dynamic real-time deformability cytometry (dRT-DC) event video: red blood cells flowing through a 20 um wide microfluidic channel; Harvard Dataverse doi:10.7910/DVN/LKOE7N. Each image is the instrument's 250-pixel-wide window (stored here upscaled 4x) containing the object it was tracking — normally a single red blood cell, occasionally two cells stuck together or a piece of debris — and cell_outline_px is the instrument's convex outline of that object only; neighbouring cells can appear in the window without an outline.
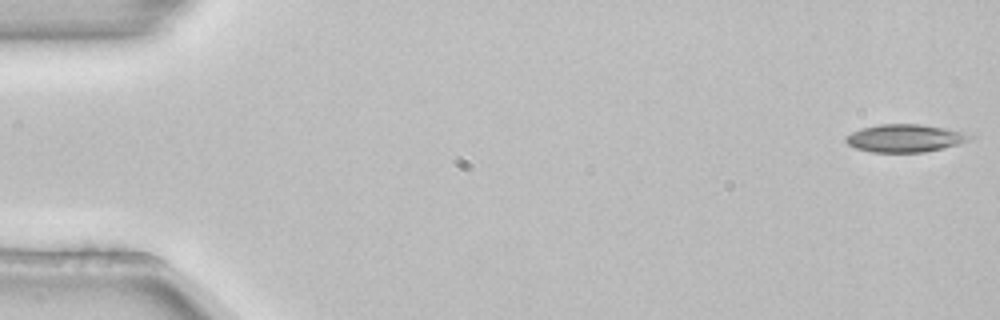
{"species": "common noctule bat (a hibernating species)", "species_latin": "Nyctalus noctula", "temperature_condition": "room temperature", "stored_images_in_passage": 5, "camera_frame_rate_fps": 3000, "um_per_image_px": 0.085, "animal": {"sex": "female", "body_mass_g": 22.7, "forearm_length_mm": 54.2}, "frame": {"image": 1, "passage_image": 1, "time_ms": 0.0, "image_size_px": [1000, 320], "cell_outline_px": [[972, 136], [968, 140], [960, 144], [924, 152], [872, 152], [856, 148], [848, 144], [844, 140], [844, 136], [860, 128], [876, 124], [920, 124], [972, 132]], "centroid_in_image_um": [76.94, 11.73], "position_along_channel_um": 8.1, "area_um2": 20.35}}
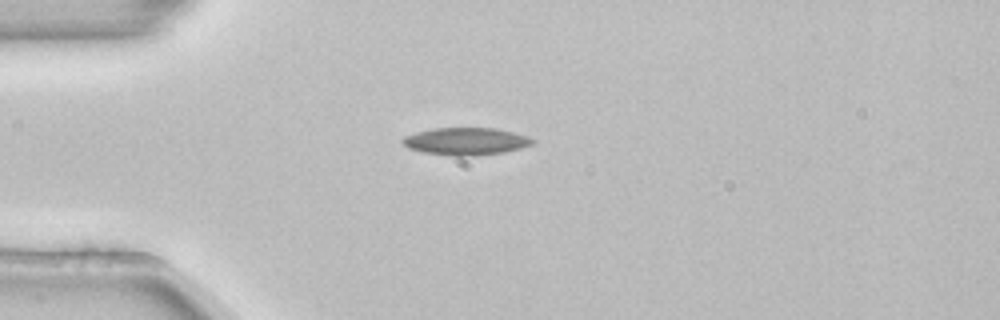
{"frame": {"image": 2, "passage_image": 4, "time_ms": 1.0, "image_size_px": [1000, 320], "cell_outline_px": [[536, 144], [504, 152], [476, 156], [452, 156], [424, 152], [408, 148], [400, 140], [404, 136], [416, 132], [432, 128], [496, 128], [528, 136], [536, 140]], "centroid_in_image_um": [39.62, 12.01], "position_along_channel_um": 45.4, "area_um2": 20.92}}
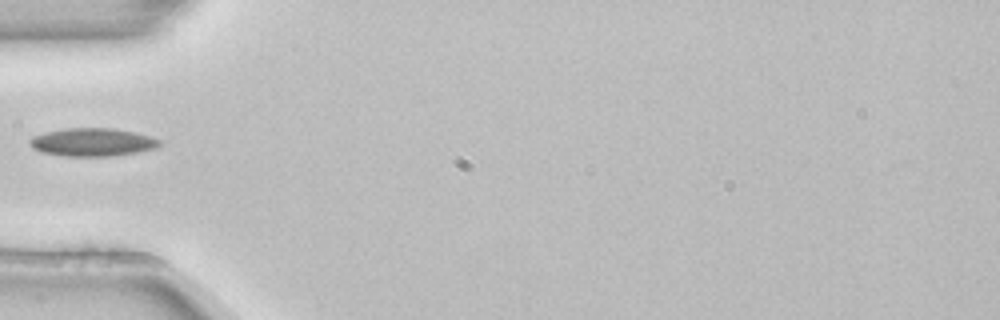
{"frame": {"image": 3, "passage_image": 5, "time_ms": 1.333, "image_size_px": [1000, 320], "cell_outline_px": [[160, 144], [156, 148], [136, 152], [112, 156], [64, 156], [40, 152], [32, 148], [28, 144], [28, 140], [32, 136], [48, 132], [68, 128], [112, 128], [136, 132], [160, 140]], "centroid_in_image_um": [7.82, 12.09], "position_along_channel_um": 77.2, "area_um2": 21.21}}